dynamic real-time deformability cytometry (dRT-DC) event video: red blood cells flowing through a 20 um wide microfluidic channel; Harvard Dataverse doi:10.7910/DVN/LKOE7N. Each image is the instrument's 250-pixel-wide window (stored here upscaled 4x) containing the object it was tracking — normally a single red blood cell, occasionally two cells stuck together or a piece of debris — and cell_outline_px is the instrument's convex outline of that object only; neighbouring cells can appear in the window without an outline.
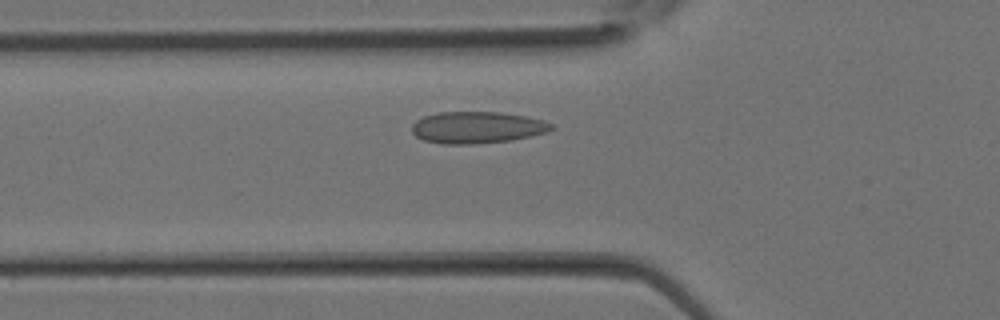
{"species": "Egyptian fruit bat (a non-hibernating species)", "species_latin": "Rousettus aegyptiacus", "temperature_condition": "room temperature", "stored_images_in_passage": 21, "camera_frame_rate_fps": 3000, "um_per_image_px": 0.085, "animal": {"sex": "female"}, "frame": {"image": 1, "passage_image": 3, "time_ms": 0.667, "image_size_px": [1000, 320], "cell_outline_px": [[556, 128], [548, 132], [512, 140], [472, 144], [444, 144], [424, 140], [416, 136], [412, 132], [412, 124], [416, 120], [424, 116], [436, 112], [500, 112], [524, 116], [544, 120], [552, 124]], "centroid_in_image_um": [40.56, 10.83], "position_along_channel_um": 85.2, "area_um2": 25.89}}
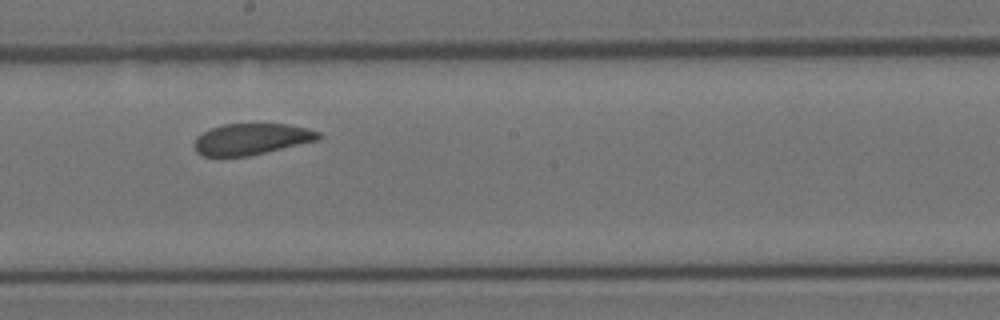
{"frame": {"image": 2, "passage_image": 10, "time_ms": 3.0, "image_size_px": [1000, 320], "cell_outline_px": [[324, 136], [320, 140], [248, 156], [204, 156], [196, 152], [192, 144], [196, 136], [212, 128], [224, 124], [288, 124], [308, 128], [320, 132]], "centroid_in_image_um": [21.4, 11.82], "position_along_channel_um": 226.8, "area_um2": 22.83}}
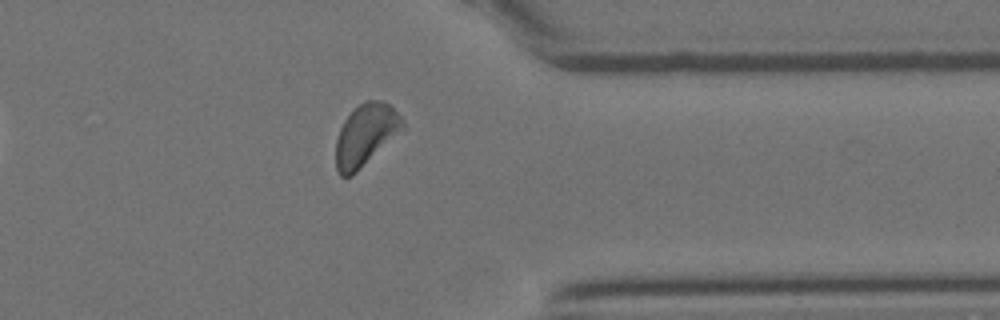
{"frame": {"image": 3, "passage_image": 18, "time_ms": 5.667, "image_size_px": [1000, 320], "cell_outline_px": [[404, 128], [352, 176], [340, 176], [336, 168], [336, 140], [340, 128], [344, 120], [360, 104], [368, 100], [384, 100], [400, 116], [404, 124]], "centroid_in_image_um": [31.06, 11.48], "position_along_channel_um": 380.3, "area_um2": 23.52}}